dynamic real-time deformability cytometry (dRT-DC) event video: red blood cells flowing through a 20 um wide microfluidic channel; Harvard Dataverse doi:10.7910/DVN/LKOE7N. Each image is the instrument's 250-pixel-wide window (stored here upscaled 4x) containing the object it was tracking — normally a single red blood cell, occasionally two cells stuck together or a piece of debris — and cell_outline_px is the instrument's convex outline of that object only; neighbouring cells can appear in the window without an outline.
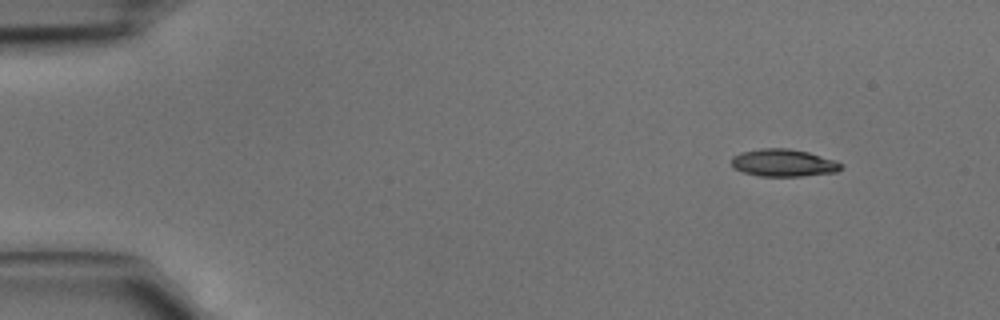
{"species": "common noctule bat (a hibernating species)", "species_latin": "Nyctalus noctula", "temperature_condition": "cold", "stored_images_in_passage": 4, "camera_frame_rate_fps": 3000, "um_per_image_px": 0.085, "animal": {"sex": "male", "body_mass_g": 15.6}, "frame": {"image": 1, "passage_image": 1, "time_ms": 0.0, "image_size_px": [1000, 320], "cell_outline_px": [[840, 168], [836, 172], [800, 176], [760, 176], [744, 172], [732, 168], [732, 156], [740, 152], [760, 148], [788, 148], [808, 152], [836, 160], [840, 164]], "centroid_in_image_um": [66.55, 13.83], "position_along_channel_um": 18.5, "area_um2": 17.46}}
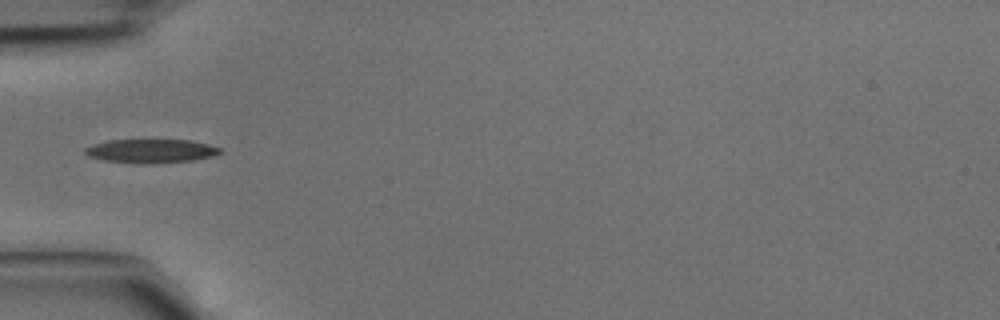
{"frame": {"image": 2, "passage_image": 4, "time_ms": 1.0, "image_size_px": [1000, 320], "cell_outline_px": [[224, 152], [216, 156], [192, 160], [144, 164], [140, 164], [104, 160], [88, 156], [84, 152], [84, 148], [92, 144], [108, 140], [188, 140], [208, 144], [220, 148]], "centroid_in_image_um": [12.84, 12.83], "position_along_channel_um": 72.2, "area_um2": 18.79}}